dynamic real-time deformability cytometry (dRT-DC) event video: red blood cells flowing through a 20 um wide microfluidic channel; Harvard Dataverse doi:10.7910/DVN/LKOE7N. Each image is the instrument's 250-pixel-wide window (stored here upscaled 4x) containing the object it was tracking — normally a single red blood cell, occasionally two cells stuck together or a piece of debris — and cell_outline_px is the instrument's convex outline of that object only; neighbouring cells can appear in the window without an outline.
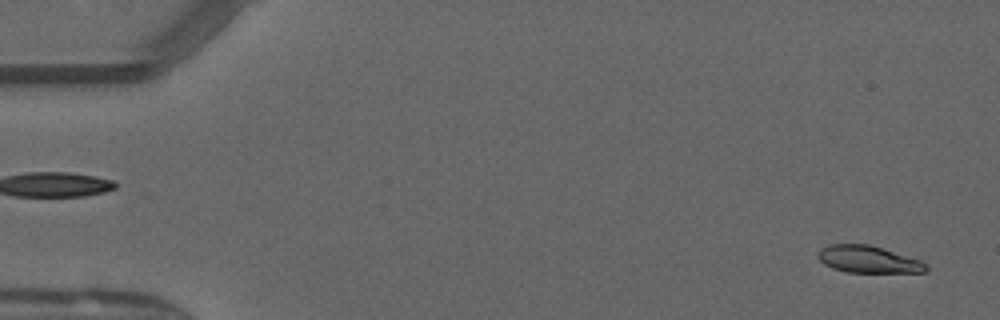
{"species": "common noctule bat (a hibernating species)", "species_latin": "Nyctalus noctula", "temperature_condition": "warm", "stored_images_in_passage": 50, "camera_frame_rate_fps": 3000, "um_per_image_px": 0.085, "animal": {"sex": "male", "forearm_length_mm": 52.5}, "frame": {"image": 1, "passage_image": 2, "time_ms": 0.333, "image_size_px": [1000, 320], "cell_outline_px": [[928, 268], [924, 272], [848, 272], [832, 268], [824, 264], [816, 256], [820, 248], [828, 244], [868, 244], [920, 260], [928, 264]], "centroid_in_image_um": [73.76, 22.04], "position_along_channel_um": 11.2, "area_um2": 16.94}}
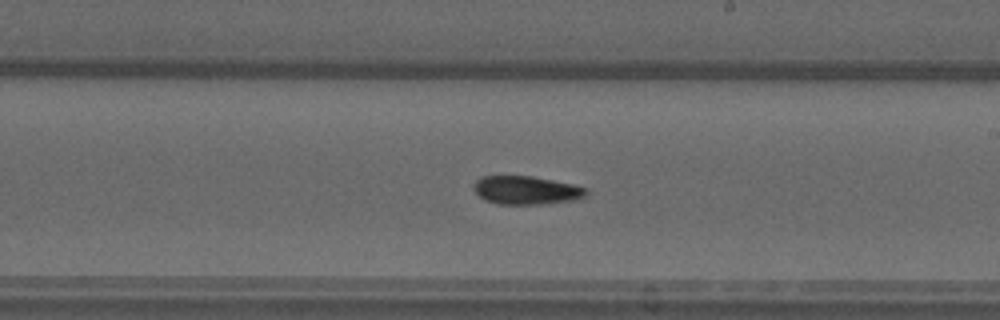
{"frame": {"image": 2, "passage_image": 29, "time_ms": 9.333, "image_size_px": [1000, 320], "cell_outline_px": [[588, 192], [584, 196], [576, 200], [548, 204], [496, 204], [484, 200], [472, 188], [472, 184], [480, 176], [532, 176], [572, 184], [588, 188]], "centroid_in_image_um": [44.72, 16.17], "position_along_channel_um": 244.3, "area_um2": 18.84}}
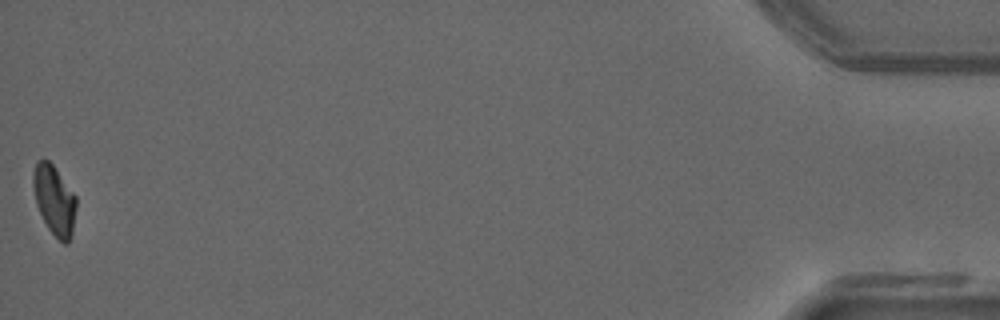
{"frame": {"image": 3, "passage_image": 50, "time_ms": 16.333, "image_size_px": [1000, 320], "cell_outline_px": [[76, 208], [72, 236], [68, 244], [64, 244], [48, 228], [36, 204], [32, 184], [32, 172], [36, 160], [48, 160], [52, 164], [76, 196]], "centroid_in_image_um": [4.61, 17.0], "position_along_channel_um": 430.6, "area_um2": 17.46}}